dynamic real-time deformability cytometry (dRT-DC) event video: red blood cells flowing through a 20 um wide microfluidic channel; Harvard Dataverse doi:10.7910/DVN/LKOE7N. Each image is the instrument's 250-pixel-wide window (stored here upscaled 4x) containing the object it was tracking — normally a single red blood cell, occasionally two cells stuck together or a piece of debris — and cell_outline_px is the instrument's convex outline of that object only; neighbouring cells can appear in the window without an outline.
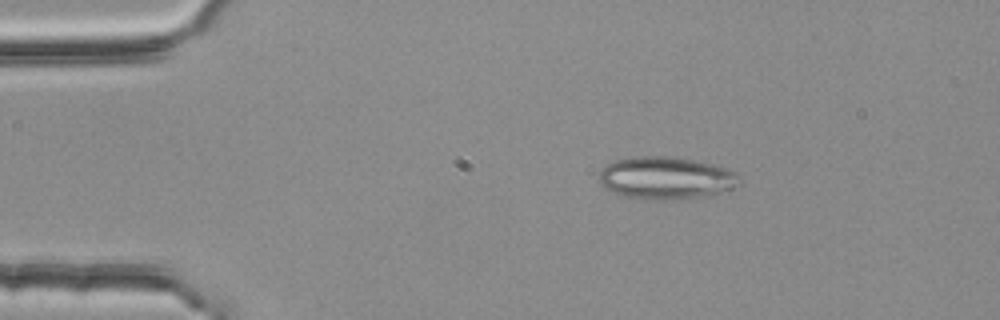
{"species": "common noctule bat (a hibernating species)", "species_latin": "Nyctalus noctula", "temperature_condition": "room temperature", "stored_images_in_passage": 2, "camera_frame_rate_fps": 3000, "um_per_image_px": 0.085, "animal": {"sex": "female", "body_mass_g": 25.1}, "frame": {"image": 1, "passage_image": 1, "time_ms": 0.0, "image_size_px": [1000, 320], "cell_outline_px": [[740, 176], [724, 192], [672, 200], [644, 200], [624, 196], [612, 192], [604, 188], [600, 184], [600, 168], [616, 160], [632, 156], [676, 156], [724, 168], [736, 172]], "centroid_in_image_um": [56.49, 15.13], "position_along_channel_um": 28.5, "area_um2": 34.39}}